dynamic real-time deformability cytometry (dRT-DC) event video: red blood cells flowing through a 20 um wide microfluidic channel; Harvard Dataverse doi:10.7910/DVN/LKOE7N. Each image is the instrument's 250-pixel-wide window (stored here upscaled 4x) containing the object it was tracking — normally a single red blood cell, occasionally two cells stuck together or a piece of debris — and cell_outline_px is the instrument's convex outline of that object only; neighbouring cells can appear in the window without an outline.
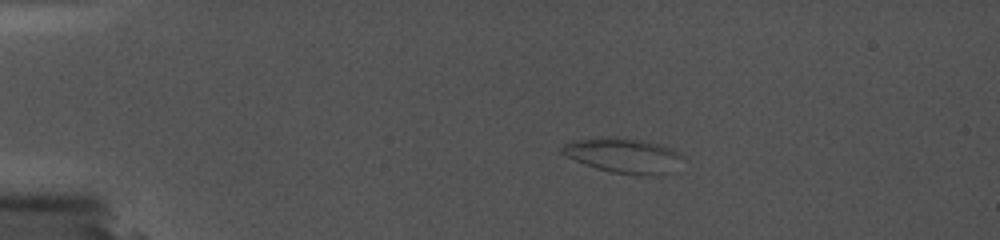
{"species": "common noctule bat (a hibernating species)", "species_latin": "Nyctalus noctula", "temperature_condition": "cold", "stored_images_in_passage": 6, "camera_frame_rate_fps": 5000, "um_per_image_px": 0.085, "animal": {"sex": "female", "body_mass_g": 19.0, "forearm_length_mm": 56.7}, "frame": {"image": 1, "passage_image": 1, "time_ms": 0.0, "image_size_px": [1000, 240], "cell_outline_px": [[684, 156], [664, 172], [656, 176], [652, 176], [612, 172], [596, 168], [584, 164], [560, 152], [560, 148], [564, 144], [572, 140], [612, 136], [616, 136], [648, 140], [672, 148], [680, 152]], "centroid_in_image_um": [52.94, 13.17], "position_along_channel_um": 32.1, "area_um2": 24.33}}
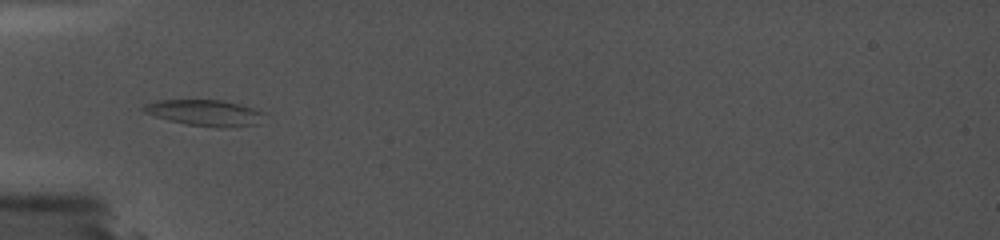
{"frame": {"image": 2, "passage_image": 4, "time_ms": 3.0, "image_size_px": [1000, 240], "cell_outline_px": [[264, 112], [260, 124], [220, 128], [188, 124], [168, 120], [144, 112], [140, 108], [144, 104], [156, 100], [220, 100], [252, 108]], "centroid_in_image_um": [17.38, 9.59], "position_along_channel_um": 67.6, "area_um2": 18.15}}
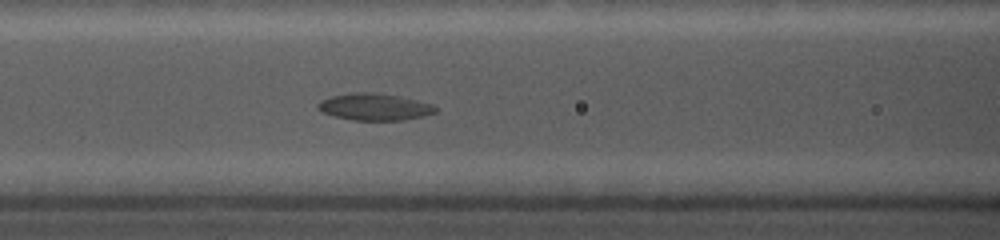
{"frame": {"image": 3, "passage_image": 6, "time_ms": 5.0, "image_size_px": [1000, 240], "cell_outline_px": [[436, 112], [424, 116], [404, 120], [352, 120], [320, 112], [316, 108], [316, 104], [320, 100], [332, 96], [352, 92], [376, 92], [416, 100], [432, 104], [436, 108]], "centroid_in_image_um": [31.78, 9.08], "position_along_channel_um": 134.8, "area_um2": 18.44}}